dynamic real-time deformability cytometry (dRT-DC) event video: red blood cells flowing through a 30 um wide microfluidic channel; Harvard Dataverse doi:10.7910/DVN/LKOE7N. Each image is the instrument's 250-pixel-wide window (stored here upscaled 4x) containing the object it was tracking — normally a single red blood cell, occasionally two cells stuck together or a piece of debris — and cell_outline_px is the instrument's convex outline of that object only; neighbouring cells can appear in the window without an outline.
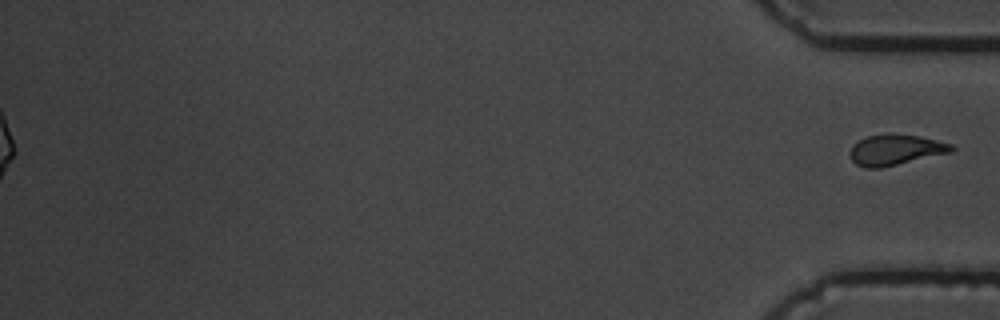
{"species": "common noctule bat (a hibernating species)", "species_latin": "Nyctalus noctula", "temperature_condition": "cold", "stored_images_in_passage": 15, "segment_of_instrument_passage": [2, 2], "camera_frame_rate_fps": 3000, "um_per_image_px": 0.085, "animal": {"sex": "male", "body_mass_g": 19.5, "forearm_length_mm": 54.6}, "frame": {"image": 1, "passage_image": 15, "time_ms": 16.667, "image_size_px": [1000, 320], "cell_outline_px": [[956, 148], [952, 152], [880, 168], [864, 168], [856, 164], [852, 160], [848, 152], [852, 144], [868, 136], [920, 136], [952, 144]], "centroid_in_image_um": [76.11, 12.77], "position_along_channel_um": 359.1, "area_um2": 17.63}}